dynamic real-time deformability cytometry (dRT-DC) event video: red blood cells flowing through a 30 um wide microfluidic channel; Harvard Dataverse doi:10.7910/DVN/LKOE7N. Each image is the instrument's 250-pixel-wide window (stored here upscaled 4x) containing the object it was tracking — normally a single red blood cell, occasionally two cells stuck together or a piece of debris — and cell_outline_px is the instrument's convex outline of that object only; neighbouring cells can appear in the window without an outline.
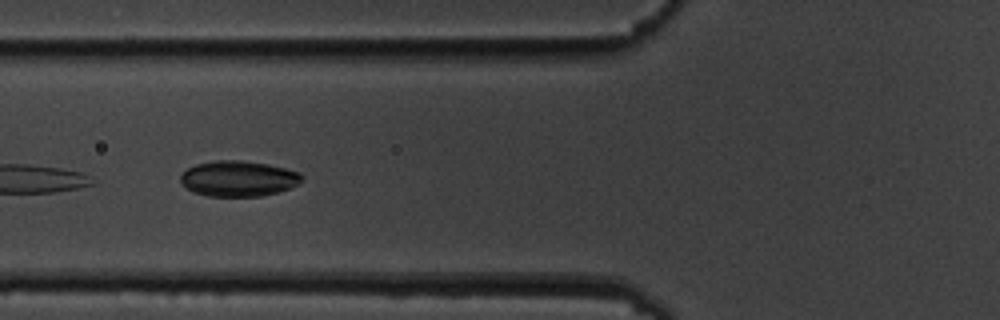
{"species": "common noctule bat (a hibernating species)", "species_latin": "Nyctalus noctula", "temperature_condition": "cold", "stored_images_in_passage": 7, "camera_frame_rate_fps": 3000, "um_per_image_px": 0.085, "animal": {"sex": "male", "body_mass_g": 19.5, "forearm_length_mm": 54.6}, "frame": {"image": 1, "passage_image": 6, "time_ms": 5.667, "image_size_px": [1000, 320], "cell_outline_px": [[304, 176], [300, 184], [292, 188], [260, 196], [208, 196], [192, 192], [184, 188], [180, 184], [180, 176], [188, 168], [196, 164], [212, 160], [240, 160], [268, 164], [300, 172]], "centroid_in_image_um": [20.25, 15.18], "position_along_channel_um": 105.5, "area_um2": 25.49}}